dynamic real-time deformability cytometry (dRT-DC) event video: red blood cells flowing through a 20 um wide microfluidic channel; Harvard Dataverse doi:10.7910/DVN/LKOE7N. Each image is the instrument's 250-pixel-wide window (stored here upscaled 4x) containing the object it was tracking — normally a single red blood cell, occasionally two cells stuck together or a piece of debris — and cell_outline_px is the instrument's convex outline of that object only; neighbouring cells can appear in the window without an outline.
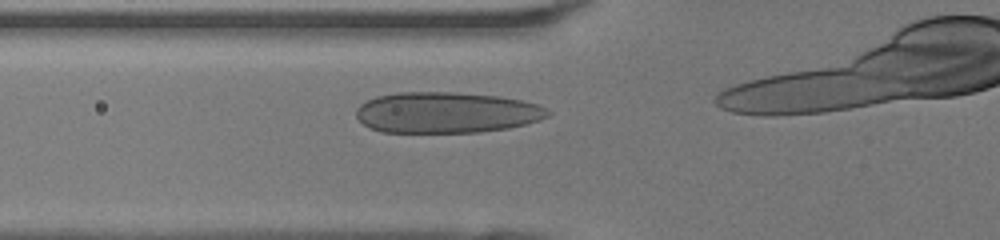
{"species": "human", "species_latin": "Homo sapiens", "temperature_condition": "room temperature", "stored_images_in_passage": 6, "camera_frame_rate_fps": 3000, "um_per_image_px": 0.085, "donor": {"sex": "female"}, "frame": {"image": 1, "passage_image": 2, "time_ms": 0.333, "image_size_px": [1000, 240], "cell_outline_px": [[552, 112], [548, 116], [540, 120], [508, 128], [480, 132], [380, 132], [368, 128], [356, 116], [356, 108], [360, 104], [376, 96], [400, 92], [456, 92], [500, 96], [520, 100], [536, 104], [548, 108]], "centroid_in_image_um": [37.94, 9.56], "position_along_channel_um": 87.9, "area_um2": 45.95}}
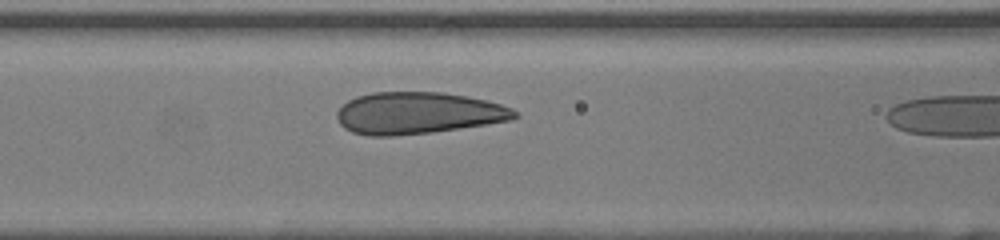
{"frame": {"image": 2, "passage_image": 5, "time_ms": 1.333, "image_size_px": [1000, 240], "cell_outline_px": [[520, 116], [512, 120], [460, 128], [432, 132], [392, 136], [368, 136], [352, 132], [344, 128], [340, 124], [336, 116], [336, 112], [348, 100], [356, 96], [372, 92], [440, 92], [464, 96], [484, 100], [500, 104], [512, 108]], "centroid_in_image_um": [35.5, 9.62], "position_along_channel_um": 131.1, "area_um2": 43.29}}